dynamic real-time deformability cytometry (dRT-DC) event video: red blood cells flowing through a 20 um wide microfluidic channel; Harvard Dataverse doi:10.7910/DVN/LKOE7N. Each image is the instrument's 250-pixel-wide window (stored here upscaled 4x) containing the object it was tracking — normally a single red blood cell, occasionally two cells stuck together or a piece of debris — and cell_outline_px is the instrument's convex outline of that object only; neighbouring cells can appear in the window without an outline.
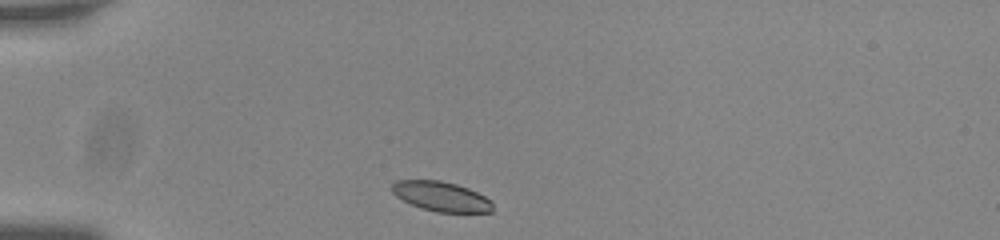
{"species": "common noctule bat (a hibernating species)", "species_latin": "Nyctalus noctula", "temperature_condition": "room temperature", "stored_images_in_passage": 35, "camera_frame_rate_fps": 3000, "um_per_image_px": 0.085, "animal": {"sex": "male", "body_mass_g": 20.0, "forearm_length_mm": 53.3}, "frame": {"image": 1, "passage_image": 1, "time_ms": 0.0, "image_size_px": [1000, 240], "cell_outline_px": [[492, 212], [436, 212], [420, 208], [396, 196], [392, 192], [392, 184], [396, 180], [440, 180], [456, 184], [468, 188], [492, 200]], "centroid_in_image_um": [37.5, 16.69], "position_along_channel_um": 47.5, "area_um2": 17.4}}
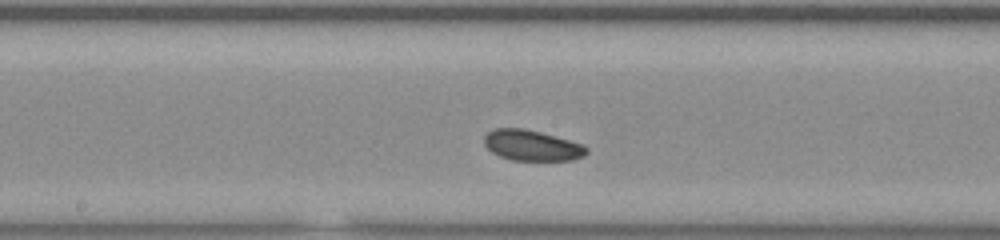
{"frame": {"image": 2, "passage_image": 16, "time_ms": 5.0, "image_size_px": [1000, 240], "cell_outline_px": [[588, 152], [584, 156], [572, 160], [512, 160], [500, 156], [492, 152], [484, 144], [484, 136], [492, 128], [524, 128], [540, 132], [584, 144], [588, 148]], "centroid_in_image_um": [45.22, 12.35], "position_along_channel_um": 203.0, "area_um2": 18.32}}
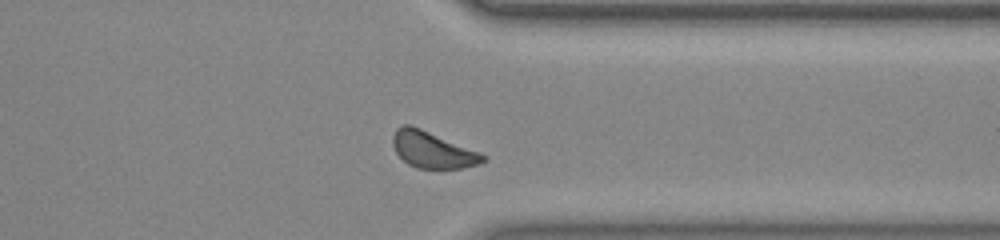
{"frame": {"image": 3, "passage_image": 30, "time_ms": 9.667, "image_size_px": [1000, 240], "cell_outline_px": [[488, 160], [480, 164], [464, 168], [416, 168], [408, 164], [396, 152], [392, 144], [392, 136], [396, 128], [404, 124], [412, 124], [480, 152], [488, 156]], "centroid_in_image_um": [36.79, 12.72], "position_along_channel_um": 374.6, "area_um2": 19.42}, "authors_computed_cell_mechanics": {"area_um2": 18.3804, "velocity_mm_per_s": 3.6905, "shape_relaxation_time_tau1_ms": 6.128, "shape_relaxation_time_tau2_ms": 8.4259, "deformation_change_tau1": 0.0649, "deformation_change_tau2": 0.1373}}